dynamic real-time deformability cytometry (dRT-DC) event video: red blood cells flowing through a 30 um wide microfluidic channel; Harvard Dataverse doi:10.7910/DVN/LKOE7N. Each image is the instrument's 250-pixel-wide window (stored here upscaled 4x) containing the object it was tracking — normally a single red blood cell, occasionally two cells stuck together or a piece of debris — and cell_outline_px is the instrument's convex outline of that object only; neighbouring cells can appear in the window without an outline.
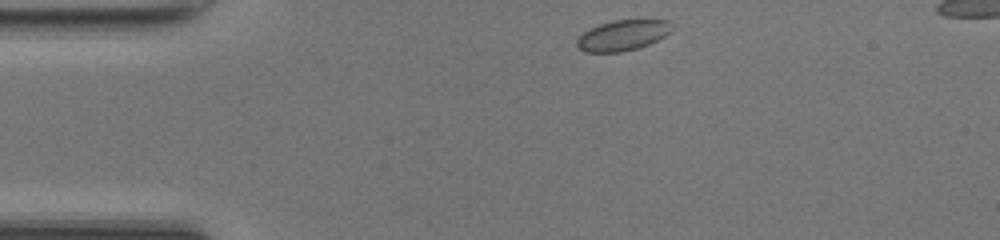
{"species": "common noctule bat (a hibernating species)", "species_latin": "Nyctalus noctula", "temperature_condition": "room temperature", "stored_images_in_passage": 41, "camera_frame_rate_fps": 3000, "um_per_image_px": 0.085, "animal": {"sex": "female", "body_mass_g": 17.0, "forearm_length_mm": 48.0}, "frame": {"image": 1, "passage_image": 1, "time_ms": 0.0, "image_size_px": [1000, 240], "cell_outline_px": [[672, 32], [648, 44], [636, 48], [620, 52], [584, 52], [576, 44], [576, 40], [584, 32], [600, 24], [612, 20], [668, 20], [672, 28]], "centroid_in_image_um": [52.93, 3.0], "position_along_channel_um": 32.1, "area_um2": 16.65}}
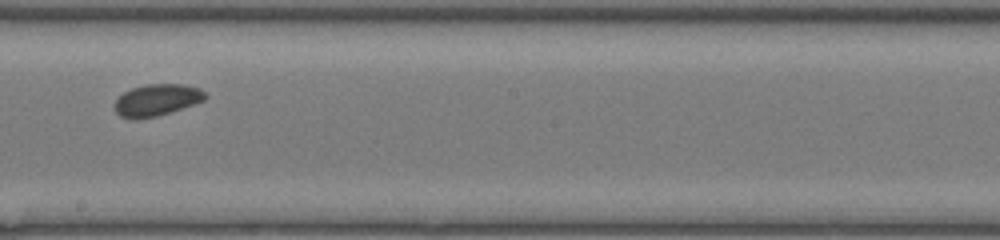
{"frame": {"image": 2, "passage_image": 19, "time_ms": 6.0, "image_size_px": [1000, 240], "cell_outline_px": [[208, 96], [204, 100], [156, 116], [136, 120], [132, 120], [120, 116], [116, 112], [116, 100], [124, 92], [132, 88], [144, 84], [184, 84], [200, 88]], "centroid_in_image_um": [13.32, 8.49], "position_along_channel_um": 234.9, "area_um2": 16.59}}
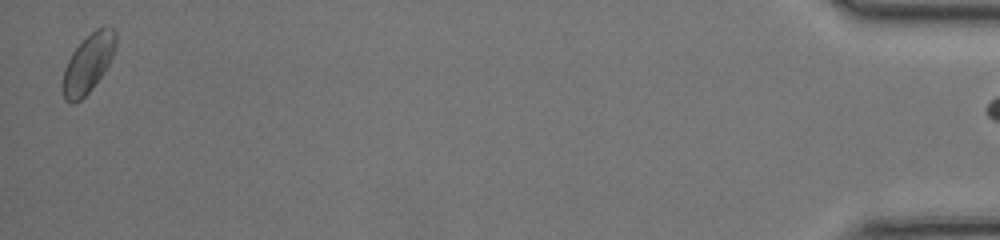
{"frame": {"image": 3, "passage_image": 40, "time_ms": 13.0, "image_size_px": [1000, 240], "cell_outline_px": [[116, 44], [112, 56], [108, 64], [92, 88], [80, 100], [72, 104], [64, 100], [64, 68], [72, 52], [96, 28], [104, 24], [112, 28], [116, 32]], "centroid_in_image_um": [7.51, 5.35], "position_along_channel_um": 427.7, "area_um2": 17.63}}